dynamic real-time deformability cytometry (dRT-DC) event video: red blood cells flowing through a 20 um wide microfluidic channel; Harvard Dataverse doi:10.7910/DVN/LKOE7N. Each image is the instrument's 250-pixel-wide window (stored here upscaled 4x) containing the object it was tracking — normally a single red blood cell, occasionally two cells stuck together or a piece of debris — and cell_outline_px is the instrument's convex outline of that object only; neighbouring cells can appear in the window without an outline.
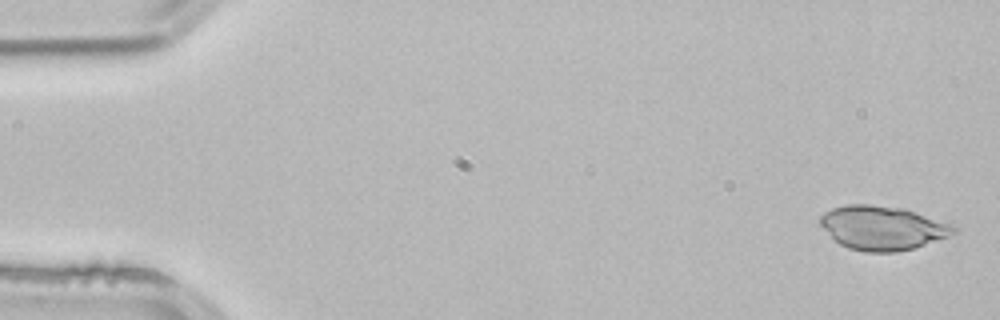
{"species": "common noctule bat (a hibernating species)", "species_latin": "Nyctalus noctula", "temperature_condition": "room temperature", "stored_images_in_passage": 4, "camera_frame_rate_fps": 3000, "um_per_image_px": 0.085, "animal": {"sex": "male", "body_mass_g": 21.5, "forearm_length_mm": 52.0}, "frame": {"image": 1, "passage_image": 1, "time_ms": 0.0, "image_size_px": [1000, 320], "cell_outline_px": [[956, 232], [924, 244], [912, 248], [896, 252], [864, 252], [848, 248], [840, 244], [820, 224], [820, 216], [824, 212], [832, 208], [848, 204], [868, 204], [900, 208], [952, 224], [956, 228]], "centroid_in_image_um": [74.96, 19.37], "position_along_channel_um": 10.0, "area_um2": 33.52}}